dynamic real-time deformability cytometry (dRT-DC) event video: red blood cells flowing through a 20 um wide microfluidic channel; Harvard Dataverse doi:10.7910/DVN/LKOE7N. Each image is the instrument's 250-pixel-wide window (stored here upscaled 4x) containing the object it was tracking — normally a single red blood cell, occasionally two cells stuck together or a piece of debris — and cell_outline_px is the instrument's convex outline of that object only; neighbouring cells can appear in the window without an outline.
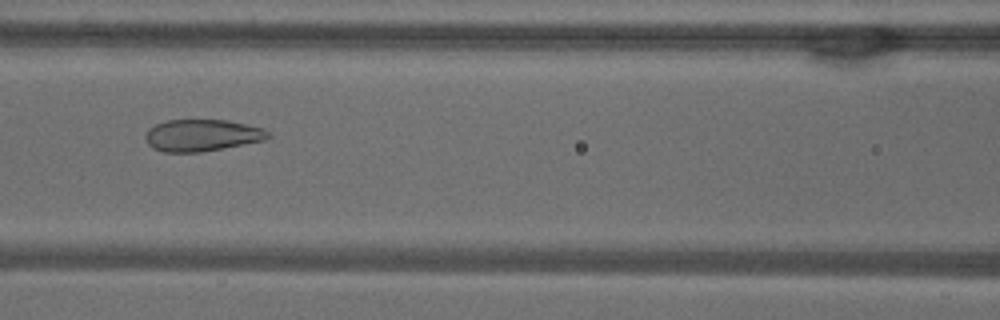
{"species": "common noctule bat (a hibernating species)", "species_latin": "Nyctalus noctula", "temperature_condition": "warm", "stored_images_in_passage": 52, "camera_frame_rate_fps": 3000, "um_per_image_px": 0.085, "animal": {"sex": "male", "body_mass_g": 18.8}, "frame": {"image": 1, "passage_image": 23, "time_ms": 7.333, "image_size_px": [1000, 320], "cell_outline_px": [[272, 136], [264, 140], [200, 152], [164, 152], [152, 148], [148, 144], [144, 136], [148, 128], [156, 124], [168, 120], [228, 120], [264, 128]], "centroid_in_image_um": [17.15, 11.49], "position_along_channel_um": 149.5, "area_um2": 22.72}}
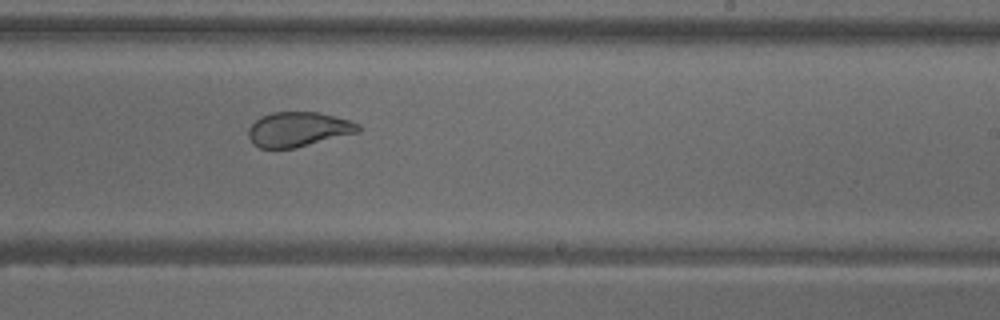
{"frame": {"image": 2, "passage_image": 32, "time_ms": 10.333, "image_size_px": [1000, 320], "cell_outline_px": [[360, 132], [296, 148], [260, 148], [252, 144], [248, 136], [248, 128], [260, 116], [272, 112], [320, 112], [348, 120], [360, 124]], "centroid_in_image_um": [25.34, 10.99], "position_along_channel_um": 263.7, "area_um2": 22.37}}
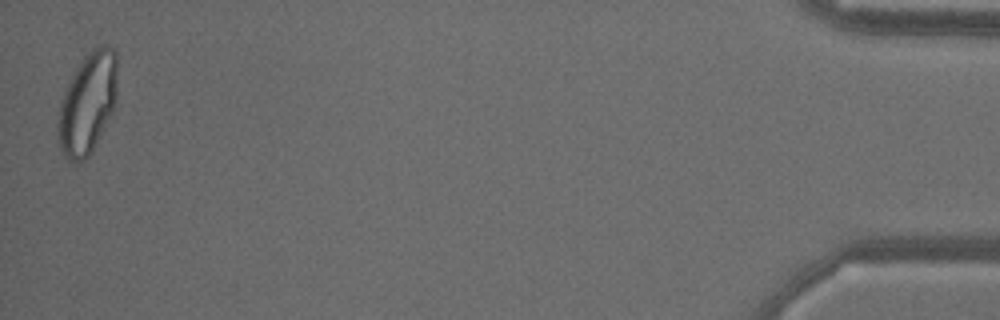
{"frame": {"image": 3, "passage_image": 52, "time_ms": 17.0, "image_size_px": [1000, 320], "cell_outline_px": [[116, 104], [92, 152], [84, 160], [76, 164], [68, 160], [64, 156], [60, 148], [56, 136], [56, 124], [60, 100], [76, 68], [88, 52], [92, 48], [100, 44], [108, 44], [116, 52]], "centroid_in_image_um": [7.42, 8.81], "position_along_channel_um": 427.8, "area_um2": 35.43}, "authors_computed_cell_mechanics": {"area_um2": 29.2468, "velocity_mm_per_s": 3.8203, "shape_relaxation_time_tau1_ms": null, "shape_relaxation_time_tau2_ms": 0.8476, "deformation_change_tau1": null, "deformation_change_tau2": 0.0815}}